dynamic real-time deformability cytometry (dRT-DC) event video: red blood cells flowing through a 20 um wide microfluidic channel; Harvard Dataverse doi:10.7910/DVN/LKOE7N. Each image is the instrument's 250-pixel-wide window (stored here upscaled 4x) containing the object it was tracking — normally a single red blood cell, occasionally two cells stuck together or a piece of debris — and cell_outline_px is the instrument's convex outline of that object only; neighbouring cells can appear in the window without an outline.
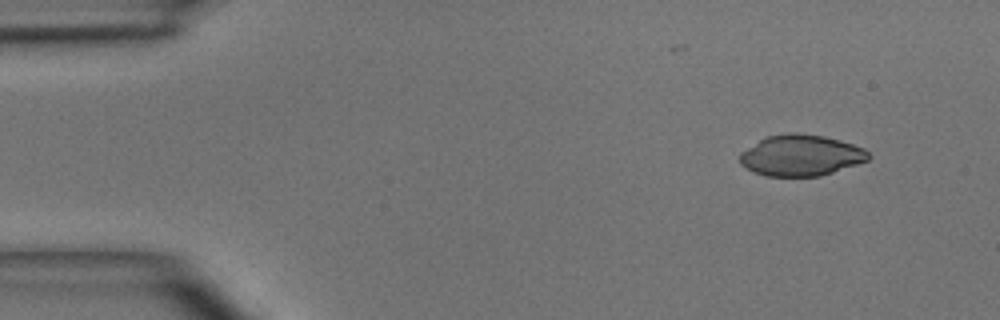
{"species": "common noctule bat (a hibernating species)", "species_latin": "Nyctalus noctula", "temperature_condition": "room temperature", "stored_images_in_passage": 4, "camera_frame_rate_fps": 3000, "um_per_image_px": 0.085, "animal": {"sex": "male", "body_mass_g": 15.6}, "frame": {"image": 1, "passage_image": 1, "time_ms": 0.0, "image_size_px": [1000, 320], "cell_outline_px": [[872, 156], [868, 160], [820, 176], [764, 176], [752, 172], [744, 168], [740, 164], [740, 152], [760, 140], [768, 136], [788, 132], [796, 132], [824, 136], [840, 140], [864, 148]], "centroid_in_image_um": [68.05, 13.21], "position_along_channel_um": 16.9, "area_um2": 30.87}}